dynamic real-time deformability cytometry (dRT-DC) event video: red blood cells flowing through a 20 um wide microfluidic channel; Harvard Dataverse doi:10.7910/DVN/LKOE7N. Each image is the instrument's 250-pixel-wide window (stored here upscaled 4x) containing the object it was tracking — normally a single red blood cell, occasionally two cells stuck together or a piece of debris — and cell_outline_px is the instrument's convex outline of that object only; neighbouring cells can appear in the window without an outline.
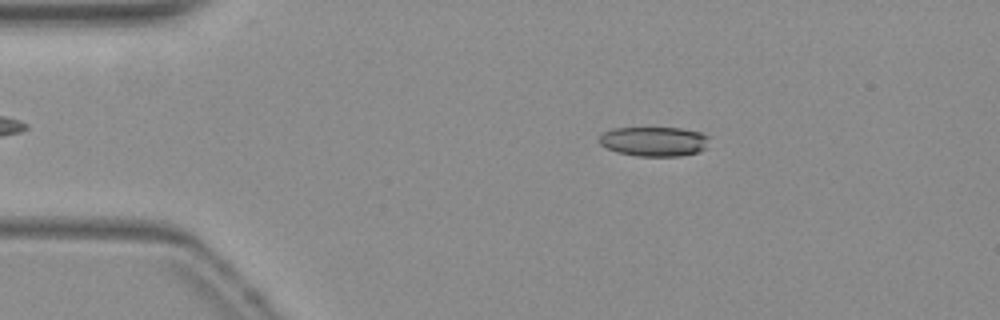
{"species": "common noctule bat (a hibernating species)", "species_latin": "Nyctalus noctula", "temperature_condition": "warm", "stored_images_in_passage": 53, "camera_frame_rate_fps": 3000, "um_per_image_px": 0.085, "animal": {"sex": "female", "body_mass_g": 19.3, "forearm_length_mm": 54.1}, "frame": {"image": 1, "passage_image": 9, "time_ms": 2.667, "image_size_px": [1000, 320], "cell_outline_px": [[708, 136], [704, 148], [700, 152], [680, 156], [636, 156], [616, 152], [600, 144], [596, 140], [604, 132], [612, 128], [680, 128], [700, 132]], "centroid_in_image_um": [55.55, 12.02], "position_along_channel_um": 29.4, "area_um2": 18.96}}
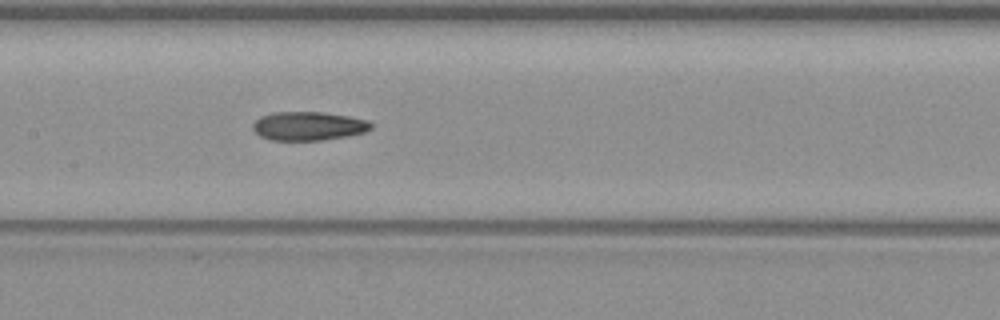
{"frame": {"image": 2, "passage_image": 25, "time_ms": 8.0, "image_size_px": [1000, 320], "cell_outline_px": [[372, 128], [364, 132], [348, 136], [320, 140], [268, 140], [260, 136], [252, 128], [252, 124], [260, 116], [272, 112], [324, 112], [348, 116], [368, 120], [372, 124]], "centroid_in_image_um": [26.2, 10.71], "position_along_channel_um": 181.2, "area_um2": 19.88}}
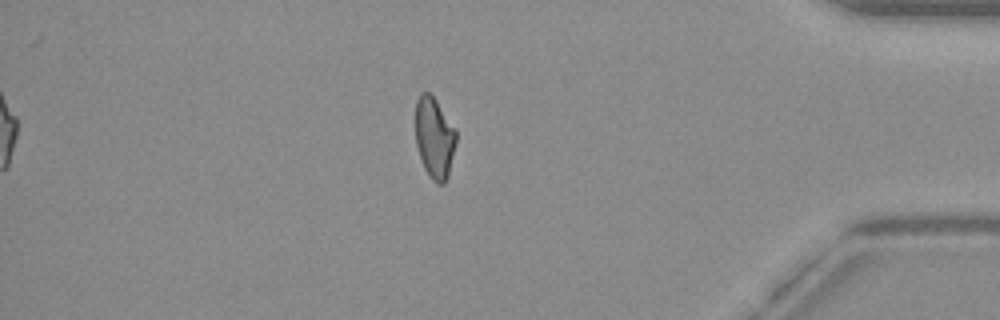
{"frame": {"image": 3, "passage_image": 45, "time_ms": 14.667, "image_size_px": [1000, 320], "cell_outline_px": [[456, 140], [448, 176], [444, 184], [436, 184], [432, 180], [424, 168], [416, 144], [416, 100], [420, 92], [428, 92], [436, 100], [456, 128]], "centroid_in_image_um": [36.93, 11.7], "position_along_channel_um": 398.3, "area_um2": 19.19}, "authors_computed_cell_mechanics": {"area_um2": 19.7098, "velocity_mm_per_s": 3.854, "shape_relaxation_time_tau1_ms": null, "shape_relaxation_time_tau2_ms": 4.1617, "deformation_change_tau1": null, "deformation_change_tau2": 0.1233}}